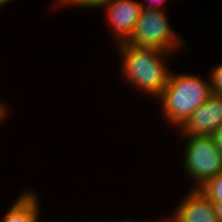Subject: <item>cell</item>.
I'll return each mask as SVG.
<instances>
[{
  "instance_id": "cell-9",
  "label": "cell",
  "mask_w": 222,
  "mask_h": 222,
  "mask_svg": "<svg viewBox=\"0 0 222 222\" xmlns=\"http://www.w3.org/2000/svg\"><path fill=\"white\" fill-rule=\"evenodd\" d=\"M199 190L212 202H222V173L209 179Z\"/></svg>"
},
{
  "instance_id": "cell-2",
  "label": "cell",
  "mask_w": 222,
  "mask_h": 222,
  "mask_svg": "<svg viewBox=\"0 0 222 222\" xmlns=\"http://www.w3.org/2000/svg\"><path fill=\"white\" fill-rule=\"evenodd\" d=\"M199 75L170 72L166 87L157 97L162 106V115L170 126L179 127L191 114L213 94L210 81Z\"/></svg>"
},
{
  "instance_id": "cell-1",
  "label": "cell",
  "mask_w": 222,
  "mask_h": 222,
  "mask_svg": "<svg viewBox=\"0 0 222 222\" xmlns=\"http://www.w3.org/2000/svg\"><path fill=\"white\" fill-rule=\"evenodd\" d=\"M116 45L122 60L121 78L129 82V85L157 98L168 82L170 71L166 63L171 52L137 47L125 42Z\"/></svg>"
},
{
  "instance_id": "cell-4",
  "label": "cell",
  "mask_w": 222,
  "mask_h": 222,
  "mask_svg": "<svg viewBox=\"0 0 222 222\" xmlns=\"http://www.w3.org/2000/svg\"><path fill=\"white\" fill-rule=\"evenodd\" d=\"M187 139L184 150V169L199 189L209 179L222 173V156L212 136L181 135Z\"/></svg>"
},
{
  "instance_id": "cell-11",
  "label": "cell",
  "mask_w": 222,
  "mask_h": 222,
  "mask_svg": "<svg viewBox=\"0 0 222 222\" xmlns=\"http://www.w3.org/2000/svg\"><path fill=\"white\" fill-rule=\"evenodd\" d=\"M151 2H149V4H143L142 1H140V3L142 4V9H148V10H158V11H162V10H166L165 8L167 7L164 3V0H150ZM164 4V6H163Z\"/></svg>"
},
{
  "instance_id": "cell-13",
  "label": "cell",
  "mask_w": 222,
  "mask_h": 222,
  "mask_svg": "<svg viewBox=\"0 0 222 222\" xmlns=\"http://www.w3.org/2000/svg\"><path fill=\"white\" fill-rule=\"evenodd\" d=\"M212 203L214 205L215 213L218 219L220 220V222H222V202H212Z\"/></svg>"
},
{
  "instance_id": "cell-10",
  "label": "cell",
  "mask_w": 222,
  "mask_h": 222,
  "mask_svg": "<svg viewBox=\"0 0 222 222\" xmlns=\"http://www.w3.org/2000/svg\"><path fill=\"white\" fill-rule=\"evenodd\" d=\"M208 74L211 84V90L213 94L222 95V62L213 67Z\"/></svg>"
},
{
  "instance_id": "cell-5",
  "label": "cell",
  "mask_w": 222,
  "mask_h": 222,
  "mask_svg": "<svg viewBox=\"0 0 222 222\" xmlns=\"http://www.w3.org/2000/svg\"><path fill=\"white\" fill-rule=\"evenodd\" d=\"M105 8L106 18L113 33L115 44L126 42L132 35L142 4L135 0H105L98 6Z\"/></svg>"
},
{
  "instance_id": "cell-3",
  "label": "cell",
  "mask_w": 222,
  "mask_h": 222,
  "mask_svg": "<svg viewBox=\"0 0 222 222\" xmlns=\"http://www.w3.org/2000/svg\"><path fill=\"white\" fill-rule=\"evenodd\" d=\"M179 36L171 28L165 10L142 9L133 33L125 43L175 54L174 51L184 46Z\"/></svg>"
},
{
  "instance_id": "cell-8",
  "label": "cell",
  "mask_w": 222,
  "mask_h": 222,
  "mask_svg": "<svg viewBox=\"0 0 222 222\" xmlns=\"http://www.w3.org/2000/svg\"><path fill=\"white\" fill-rule=\"evenodd\" d=\"M37 193L26 190L15 199L2 222H39L40 204Z\"/></svg>"
},
{
  "instance_id": "cell-17",
  "label": "cell",
  "mask_w": 222,
  "mask_h": 222,
  "mask_svg": "<svg viewBox=\"0 0 222 222\" xmlns=\"http://www.w3.org/2000/svg\"><path fill=\"white\" fill-rule=\"evenodd\" d=\"M121 222H136V221L126 220V221H121Z\"/></svg>"
},
{
  "instance_id": "cell-6",
  "label": "cell",
  "mask_w": 222,
  "mask_h": 222,
  "mask_svg": "<svg viewBox=\"0 0 222 222\" xmlns=\"http://www.w3.org/2000/svg\"><path fill=\"white\" fill-rule=\"evenodd\" d=\"M222 125V95L212 94L178 130L179 135L212 136ZM181 133V134H180Z\"/></svg>"
},
{
  "instance_id": "cell-16",
  "label": "cell",
  "mask_w": 222,
  "mask_h": 222,
  "mask_svg": "<svg viewBox=\"0 0 222 222\" xmlns=\"http://www.w3.org/2000/svg\"><path fill=\"white\" fill-rule=\"evenodd\" d=\"M157 222H166V221H165L164 219H163V220H162V219H161V220L159 219V220H157Z\"/></svg>"
},
{
  "instance_id": "cell-14",
  "label": "cell",
  "mask_w": 222,
  "mask_h": 222,
  "mask_svg": "<svg viewBox=\"0 0 222 222\" xmlns=\"http://www.w3.org/2000/svg\"><path fill=\"white\" fill-rule=\"evenodd\" d=\"M5 103L0 101V124L6 118L8 108L4 105Z\"/></svg>"
},
{
  "instance_id": "cell-7",
  "label": "cell",
  "mask_w": 222,
  "mask_h": 222,
  "mask_svg": "<svg viewBox=\"0 0 222 222\" xmlns=\"http://www.w3.org/2000/svg\"><path fill=\"white\" fill-rule=\"evenodd\" d=\"M166 222H220L212 201L199 189L186 194L171 216L165 217Z\"/></svg>"
},
{
  "instance_id": "cell-12",
  "label": "cell",
  "mask_w": 222,
  "mask_h": 222,
  "mask_svg": "<svg viewBox=\"0 0 222 222\" xmlns=\"http://www.w3.org/2000/svg\"><path fill=\"white\" fill-rule=\"evenodd\" d=\"M212 137L220 155L222 156V125L214 131Z\"/></svg>"
},
{
  "instance_id": "cell-15",
  "label": "cell",
  "mask_w": 222,
  "mask_h": 222,
  "mask_svg": "<svg viewBox=\"0 0 222 222\" xmlns=\"http://www.w3.org/2000/svg\"><path fill=\"white\" fill-rule=\"evenodd\" d=\"M13 0H0V9L1 7H4V5H6L8 2L10 3Z\"/></svg>"
}]
</instances>
